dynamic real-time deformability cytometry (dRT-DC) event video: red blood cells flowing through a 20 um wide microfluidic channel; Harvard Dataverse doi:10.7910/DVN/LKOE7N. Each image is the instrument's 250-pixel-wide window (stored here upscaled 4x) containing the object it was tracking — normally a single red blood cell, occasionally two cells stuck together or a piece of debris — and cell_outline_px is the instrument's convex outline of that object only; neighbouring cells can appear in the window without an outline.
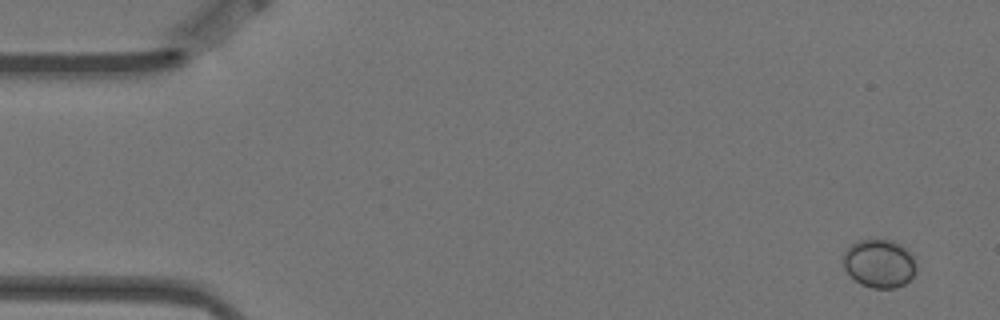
{"species": "Egyptian fruit bat (a non-hibernating species)", "species_latin": "Rousettus aegyptiacus", "temperature_condition": "warm", "stored_images_in_passage": 5, "segment_of_instrument_passage": [1, 2], "camera_frame_rate_fps": 3000, "um_per_image_px": 0.085, "animal": {"sex": "female"}, "frame": {"image": 1, "passage_image": 1, "time_ms": 0.0, "image_size_px": [1000, 320], "cell_outline_px": [[916, 272], [904, 284], [896, 288], [872, 288], [860, 284], [844, 268], [844, 252], [852, 244], [860, 240], [892, 240], [900, 244], [912, 256], [916, 268]], "centroid_in_image_um": [74.74, 22.41], "position_along_channel_um": 10.3, "area_um2": 20.23}}
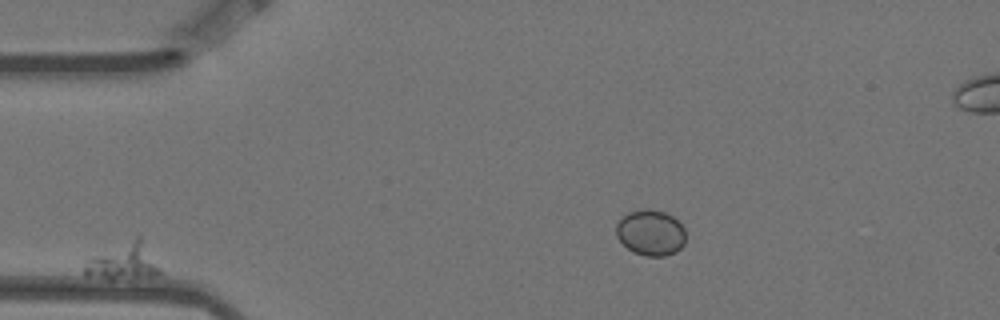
{"frame": {"image": 2, "passage_image": 3, "time_ms": 0.667, "image_size_px": [1000, 320], "cell_outline_px": [[164, 272], [156, 276], [112, 280], [108, 280], [84, 276], [84, 256], [136, 236], [140, 236]], "centroid_in_image_um": [10.41, 22.24], "position_along_channel_um": 74.6, "area_um2": 17.22}}